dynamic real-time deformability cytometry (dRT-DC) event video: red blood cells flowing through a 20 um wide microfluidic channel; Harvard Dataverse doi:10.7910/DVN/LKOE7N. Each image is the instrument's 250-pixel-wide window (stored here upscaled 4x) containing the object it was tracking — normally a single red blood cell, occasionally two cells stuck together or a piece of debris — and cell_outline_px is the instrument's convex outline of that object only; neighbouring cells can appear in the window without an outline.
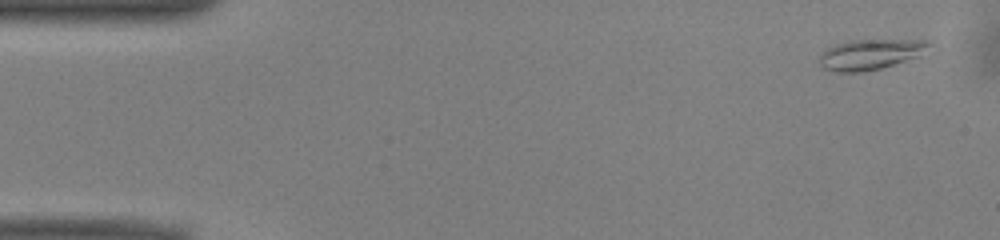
{"species": "common noctule bat (a hibernating species)", "species_latin": "Nyctalus noctula", "temperature_condition": "warm", "stored_images_in_passage": 51, "camera_frame_rate_fps": 3000, "um_per_image_px": 0.085, "animal": {"sex": "male", "body_mass_g": 13.0, "forearm_length_mm": 53.1}, "frame": {"image": 1, "passage_image": 2, "time_ms": 0.333, "image_size_px": [1000, 240], "cell_outline_px": [[932, 44], [916, 56], [880, 68], [864, 72], [836, 72], [824, 68], [820, 64], [820, 56], [832, 44], [848, 40], [928, 40]], "centroid_in_image_um": [73.91, 4.61], "position_along_channel_um": 11.1, "area_um2": 19.02}}
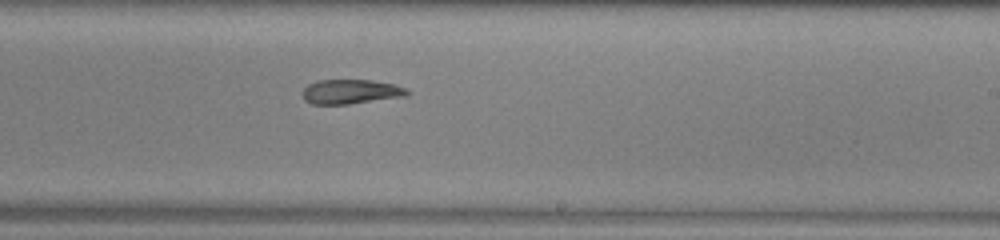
{"frame": {"image": 2, "passage_image": 30, "time_ms": 9.667, "image_size_px": [1000, 240], "cell_outline_px": [[412, 92], [408, 96], [348, 104], [312, 104], [304, 100], [304, 88], [308, 84], [316, 80], [372, 80], [396, 84], [408, 88]], "centroid_in_image_um": [29.89, 7.78], "position_along_channel_um": 259.1, "area_um2": 15.14}}
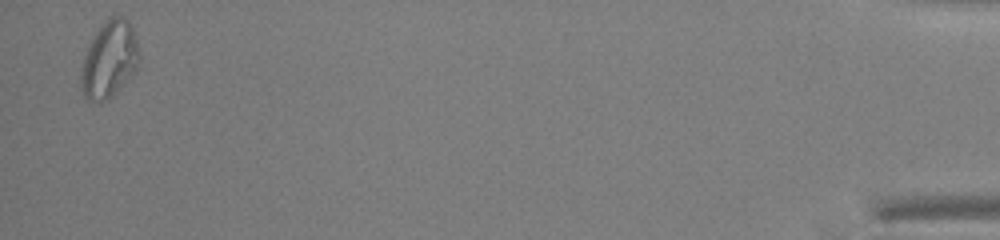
{"frame": {"image": 3, "passage_image": 50, "time_ms": 16.333, "image_size_px": [1000, 240], "cell_outline_px": [[140, 64], [132, 76], [112, 96], [100, 104], [92, 104], [84, 96], [80, 88], [80, 68], [88, 44], [92, 36], [100, 24], [108, 16], [124, 16], [132, 24], [140, 56]], "centroid_in_image_um": [9.27, 5.06], "position_along_channel_um": 425.9, "area_um2": 26.99}, "authors_computed_cell_mechanics": {"area_um2": 17.2822, "velocity_mm_per_s": 3.9522, "shape_relaxation_time_tau1_ms": null, "shape_relaxation_time_tau2_ms": 4.1496, "deformation_change_tau1": null, "deformation_change_tau2": 0.129}}